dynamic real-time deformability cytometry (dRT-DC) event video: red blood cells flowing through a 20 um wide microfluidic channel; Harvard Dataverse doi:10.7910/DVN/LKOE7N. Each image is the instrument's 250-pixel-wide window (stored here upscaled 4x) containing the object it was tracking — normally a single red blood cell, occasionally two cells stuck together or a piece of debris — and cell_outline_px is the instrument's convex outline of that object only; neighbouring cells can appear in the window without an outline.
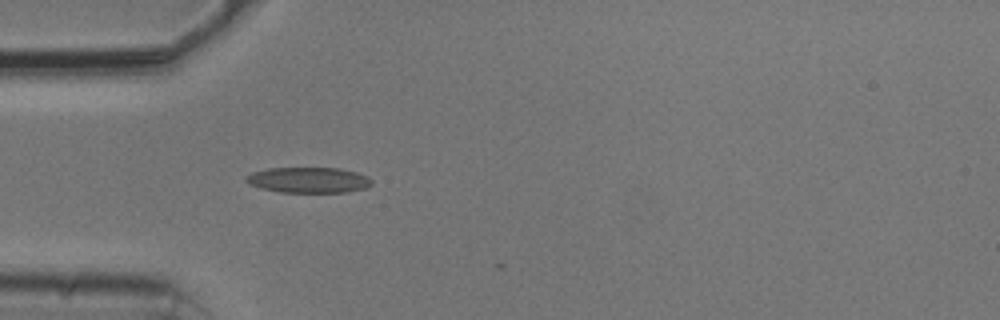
{"species": "common noctule bat (a hibernating species)", "species_latin": "Nyctalus noctula", "temperature_condition": "cold", "stored_images_in_passage": 3, "camera_frame_rate_fps": 3000, "um_per_image_px": 0.085, "animal": {"sex": "male", "body_mass_g": 20.5, "forearm_length_mm": 52.5}, "frame": {"image": 1, "passage_image": 1, "time_ms": 0.0, "image_size_px": [1000, 320], "cell_outline_px": [[372, 184], [364, 188], [348, 192], [280, 192], [260, 188], [248, 184], [244, 180], [244, 176], [252, 172], [268, 168], [340, 168], [356, 172], [368, 176], [372, 180]], "centroid_in_image_um": [26.19, 15.3], "position_along_channel_um": 58.8, "area_um2": 18.9}}